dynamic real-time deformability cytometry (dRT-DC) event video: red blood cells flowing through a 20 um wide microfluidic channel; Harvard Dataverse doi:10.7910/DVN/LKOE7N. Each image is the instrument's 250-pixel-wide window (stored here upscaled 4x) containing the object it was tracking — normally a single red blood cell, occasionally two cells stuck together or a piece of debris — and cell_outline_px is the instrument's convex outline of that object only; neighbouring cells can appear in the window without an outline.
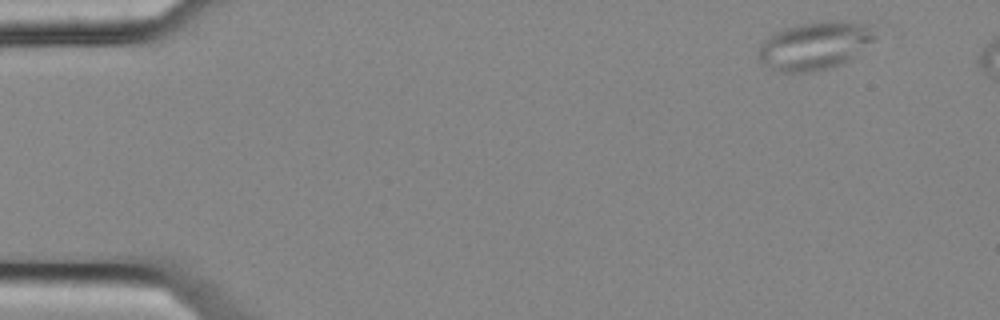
{"species": "common noctule bat (a hibernating species)", "species_latin": "Nyctalus noctula", "temperature_condition": "cold", "stored_images_in_passage": 3, "camera_frame_rate_fps": 3000, "um_per_image_px": 0.085, "animal": {"sex": "female", "body_mass_g": 25.1}, "frame": {"image": 1, "passage_image": 1, "time_ms": 0.0, "image_size_px": [1000, 320], "cell_outline_px": [[876, 36], [872, 40], [848, 60], [840, 64], [828, 68], [812, 72], [780, 72], [768, 68], [764, 64], [760, 56], [760, 44], [768, 36], [784, 28], [800, 24], [828, 20], [844, 20], [872, 24]], "centroid_in_image_um": [69.27, 3.86], "position_along_channel_um": 15.7, "area_um2": 32.43}}